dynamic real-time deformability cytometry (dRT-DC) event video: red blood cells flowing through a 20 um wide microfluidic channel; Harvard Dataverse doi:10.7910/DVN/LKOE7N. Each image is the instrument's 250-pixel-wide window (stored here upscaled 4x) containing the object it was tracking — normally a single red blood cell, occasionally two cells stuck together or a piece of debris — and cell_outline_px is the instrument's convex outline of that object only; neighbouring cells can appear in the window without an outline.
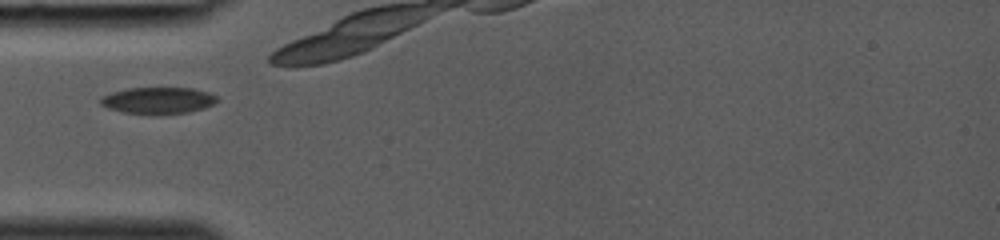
{"species": "common noctule bat (a hibernating species)", "species_latin": "Nyctalus noctula", "temperature_condition": "room temperature", "stored_images_in_passage": 21, "camera_frame_rate_fps": 3000, "um_per_image_px": 0.085, "animal": {"sex": "female", "body_mass_g": 19.0, "forearm_length_mm": 53.3}, "frame": {"image": 1, "passage_image": 1, "time_ms": 0.0, "image_size_px": [1000, 240], "cell_outline_px": [[220, 100], [204, 108], [188, 112], [160, 116], [148, 116], [124, 112], [108, 108], [100, 104], [100, 96], [112, 92], [128, 88], [192, 88], [208, 92], [216, 96]], "centroid_in_image_um": [13.42, 8.57], "position_along_channel_um": 71.6, "area_um2": 18.55}}